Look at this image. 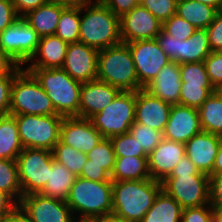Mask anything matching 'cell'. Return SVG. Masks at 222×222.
<instances>
[{
    "label": "cell",
    "mask_w": 222,
    "mask_h": 222,
    "mask_svg": "<svg viewBox=\"0 0 222 222\" xmlns=\"http://www.w3.org/2000/svg\"><path fill=\"white\" fill-rule=\"evenodd\" d=\"M22 150L16 119L0 115V159L16 160Z\"/></svg>",
    "instance_id": "cell-29"
},
{
    "label": "cell",
    "mask_w": 222,
    "mask_h": 222,
    "mask_svg": "<svg viewBox=\"0 0 222 222\" xmlns=\"http://www.w3.org/2000/svg\"><path fill=\"white\" fill-rule=\"evenodd\" d=\"M19 203L8 193L0 190V219L13 212Z\"/></svg>",
    "instance_id": "cell-51"
},
{
    "label": "cell",
    "mask_w": 222,
    "mask_h": 222,
    "mask_svg": "<svg viewBox=\"0 0 222 222\" xmlns=\"http://www.w3.org/2000/svg\"><path fill=\"white\" fill-rule=\"evenodd\" d=\"M116 157H148V153L128 133L110 138Z\"/></svg>",
    "instance_id": "cell-37"
},
{
    "label": "cell",
    "mask_w": 222,
    "mask_h": 222,
    "mask_svg": "<svg viewBox=\"0 0 222 222\" xmlns=\"http://www.w3.org/2000/svg\"><path fill=\"white\" fill-rule=\"evenodd\" d=\"M65 202L75 219L111 214L112 181L97 182L77 176Z\"/></svg>",
    "instance_id": "cell-4"
},
{
    "label": "cell",
    "mask_w": 222,
    "mask_h": 222,
    "mask_svg": "<svg viewBox=\"0 0 222 222\" xmlns=\"http://www.w3.org/2000/svg\"><path fill=\"white\" fill-rule=\"evenodd\" d=\"M39 82L59 115L79 117L82 82L73 79L63 68H24Z\"/></svg>",
    "instance_id": "cell-3"
},
{
    "label": "cell",
    "mask_w": 222,
    "mask_h": 222,
    "mask_svg": "<svg viewBox=\"0 0 222 222\" xmlns=\"http://www.w3.org/2000/svg\"><path fill=\"white\" fill-rule=\"evenodd\" d=\"M209 79L216 90H222V51H212L204 60Z\"/></svg>",
    "instance_id": "cell-42"
},
{
    "label": "cell",
    "mask_w": 222,
    "mask_h": 222,
    "mask_svg": "<svg viewBox=\"0 0 222 222\" xmlns=\"http://www.w3.org/2000/svg\"><path fill=\"white\" fill-rule=\"evenodd\" d=\"M213 214L218 218L219 222H222V207L213 208Z\"/></svg>",
    "instance_id": "cell-59"
},
{
    "label": "cell",
    "mask_w": 222,
    "mask_h": 222,
    "mask_svg": "<svg viewBox=\"0 0 222 222\" xmlns=\"http://www.w3.org/2000/svg\"><path fill=\"white\" fill-rule=\"evenodd\" d=\"M208 222H219V220H218V218H217L214 214H212V215L210 216Z\"/></svg>",
    "instance_id": "cell-60"
},
{
    "label": "cell",
    "mask_w": 222,
    "mask_h": 222,
    "mask_svg": "<svg viewBox=\"0 0 222 222\" xmlns=\"http://www.w3.org/2000/svg\"><path fill=\"white\" fill-rule=\"evenodd\" d=\"M126 44L135 64L140 89H144L171 60L156 39L138 40Z\"/></svg>",
    "instance_id": "cell-13"
},
{
    "label": "cell",
    "mask_w": 222,
    "mask_h": 222,
    "mask_svg": "<svg viewBox=\"0 0 222 222\" xmlns=\"http://www.w3.org/2000/svg\"><path fill=\"white\" fill-rule=\"evenodd\" d=\"M39 40L37 32L19 17L0 33V50L22 67L35 54Z\"/></svg>",
    "instance_id": "cell-10"
},
{
    "label": "cell",
    "mask_w": 222,
    "mask_h": 222,
    "mask_svg": "<svg viewBox=\"0 0 222 222\" xmlns=\"http://www.w3.org/2000/svg\"><path fill=\"white\" fill-rule=\"evenodd\" d=\"M161 184L162 190L182 209L209 204V176L206 174L169 175Z\"/></svg>",
    "instance_id": "cell-12"
},
{
    "label": "cell",
    "mask_w": 222,
    "mask_h": 222,
    "mask_svg": "<svg viewBox=\"0 0 222 222\" xmlns=\"http://www.w3.org/2000/svg\"><path fill=\"white\" fill-rule=\"evenodd\" d=\"M68 5L49 1L28 12L23 18L37 32L39 37L55 35L61 12Z\"/></svg>",
    "instance_id": "cell-25"
},
{
    "label": "cell",
    "mask_w": 222,
    "mask_h": 222,
    "mask_svg": "<svg viewBox=\"0 0 222 222\" xmlns=\"http://www.w3.org/2000/svg\"><path fill=\"white\" fill-rule=\"evenodd\" d=\"M18 18L12 0H0V33Z\"/></svg>",
    "instance_id": "cell-47"
},
{
    "label": "cell",
    "mask_w": 222,
    "mask_h": 222,
    "mask_svg": "<svg viewBox=\"0 0 222 222\" xmlns=\"http://www.w3.org/2000/svg\"><path fill=\"white\" fill-rule=\"evenodd\" d=\"M151 178L147 157H116L111 173L112 181L143 180Z\"/></svg>",
    "instance_id": "cell-31"
},
{
    "label": "cell",
    "mask_w": 222,
    "mask_h": 222,
    "mask_svg": "<svg viewBox=\"0 0 222 222\" xmlns=\"http://www.w3.org/2000/svg\"><path fill=\"white\" fill-rule=\"evenodd\" d=\"M162 29L175 39L179 38L180 40H185L189 38L197 28L182 17L174 14L170 19H167L163 23Z\"/></svg>",
    "instance_id": "cell-41"
},
{
    "label": "cell",
    "mask_w": 222,
    "mask_h": 222,
    "mask_svg": "<svg viewBox=\"0 0 222 222\" xmlns=\"http://www.w3.org/2000/svg\"><path fill=\"white\" fill-rule=\"evenodd\" d=\"M212 51H222V11H218L213 22L206 28Z\"/></svg>",
    "instance_id": "cell-43"
},
{
    "label": "cell",
    "mask_w": 222,
    "mask_h": 222,
    "mask_svg": "<svg viewBox=\"0 0 222 222\" xmlns=\"http://www.w3.org/2000/svg\"><path fill=\"white\" fill-rule=\"evenodd\" d=\"M30 222H73L75 217L65 201L40 193L22 196L19 203Z\"/></svg>",
    "instance_id": "cell-14"
},
{
    "label": "cell",
    "mask_w": 222,
    "mask_h": 222,
    "mask_svg": "<svg viewBox=\"0 0 222 222\" xmlns=\"http://www.w3.org/2000/svg\"><path fill=\"white\" fill-rule=\"evenodd\" d=\"M0 190L8 193L20 203L22 189L19 183L16 160L0 159Z\"/></svg>",
    "instance_id": "cell-33"
},
{
    "label": "cell",
    "mask_w": 222,
    "mask_h": 222,
    "mask_svg": "<svg viewBox=\"0 0 222 222\" xmlns=\"http://www.w3.org/2000/svg\"><path fill=\"white\" fill-rule=\"evenodd\" d=\"M97 80L117 87L121 91L140 89L135 64L126 43L99 50Z\"/></svg>",
    "instance_id": "cell-5"
},
{
    "label": "cell",
    "mask_w": 222,
    "mask_h": 222,
    "mask_svg": "<svg viewBox=\"0 0 222 222\" xmlns=\"http://www.w3.org/2000/svg\"><path fill=\"white\" fill-rule=\"evenodd\" d=\"M136 91H121L114 101L89 120L103 138L129 132L135 122Z\"/></svg>",
    "instance_id": "cell-7"
},
{
    "label": "cell",
    "mask_w": 222,
    "mask_h": 222,
    "mask_svg": "<svg viewBox=\"0 0 222 222\" xmlns=\"http://www.w3.org/2000/svg\"><path fill=\"white\" fill-rule=\"evenodd\" d=\"M120 89L100 80L83 82L80 92L79 117L90 119L107 107Z\"/></svg>",
    "instance_id": "cell-21"
},
{
    "label": "cell",
    "mask_w": 222,
    "mask_h": 222,
    "mask_svg": "<svg viewBox=\"0 0 222 222\" xmlns=\"http://www.w3.org/2000/svg\"><path fill=\"white\" fill-rule=\"evenodd\" d=\"M219 135L201 131L194 135L185 145V156L208 176L212 175L213 165L220 144Z\"/></svg>",
    "instance_id": "cell-22"
},
{
    "label": "cell",
    "mask_w": 222,
    "mask_h": 222,
    "mask_svg": "<svg viewBox=\"0 0 222 222\" xmlns=\"http://www.w3.org/2000/svg\"><path fill=\"white\" fill-rule=\"evenodd\" d=\"M1 222H30L27 214L18 206L13 212L6 215Z\"/></svg>",
    "instance_id": "cell-54"
},
{
    "label": "cell",
    "mask_w": 222,
    "mask_h": 222,
    "mask_svg": "<svg viewBox=\"0 0 222 222\" xmlns=\"http://www.w3.org/2000/svg\"><path fill=\"white\" fill-rule=\"evenodd\" d=\"M129 134L137 140L139 145L142 146L148 154L152 152L163 139L162 132L135 122L130 127Z\"/></svg>",
    "instance_id": "cell-38"
},
{
    "label": "cell",
    "mask_w": 222,
    "mask_h": 222,
    "mask_svg": "<svg viewBox=\"0 0 222 222\" xmlns=\"http://www.w3.org/2000/svg\"><path fill=\"white\" fill-rule=\"evenodd\" d=\"M81 15L80 43L98 51L122 43L120 17L115 15L101 0H90L83 3Z\"/></svg>",
    "instance_id": "cell-1"
},
{
    "label": "cell",
    "mask_w": 222,
    "mask_h": 222,
    "mask_svg": "<svg viewBox=\"0 0 222 222\" xmlns=\"http://www.w3.org/2000/svg\"><path fill=\"white\" fill-rule=\"evenodd\" d=\"M161 49L171 61L178 64L204 62L212 52L206 29H196L187 39H175L163 29L156 36Z\"/></svg>",
    "instance_id": "cell-11"
},
{
    "label": "cell",
    "mask_w": 222,
    "mask_h": 222,
    "mask_svg": "<svg viewBox=\"0 0 222 222\" xmlns=\"http://www.w3.org/2000/svg\"><path fill=\"white\" fill-rule=\"evenodd\" d=\"M212 214L213 208L209 204L182 209L181 222H208Z\"/></svg>",
    "instance_id": "cell-45"
},
{
    "label": "cell",
    "mask_w": 222,
    "mask_h": 222,
    "mask_svg": "<svg viewBox=\"0 0 222 222\" xmlns=\"http://www.w3.org/2000/svg\"><path fill=\"white\" fill-rule=\"evenodd\" d=\"M54 160L67 167L74 175L80 176L86 164L87 155L59 141L53 151Z\"/></svg>",
    "instance_id": "cell-34"
},
{
    "label": "cell",
    "mask_w": 222,
    "mask_h": 222,
    "mask_svg": "<svg viewBox=\"0 0 222 222\" xmlns=\"http://www.w3.org/2000/svg\"><path fill=\"white\" fill-rule=\"evenodd\" d=\"M73 222H89L87 219H75Z\"/></svg>",
    "instance_id": "cell-61"
},
{
    "label": "cell",
    "mask_w": 222,
    "mask_h": 222,
    "mask_svg": "<svg viewBox=\"0 0 222 222\" xmlns=\"http://www.w3.org/2000/svg\"><path fill=\"white\" fill-rule=\"evenodd\" d=\"M177 0H140V4L162 24L176 14Z\"/></svg>",
    "instance_id": "cell-40"
},
{
    "label": "cell",
    "mask_w": 222,
    "mask_h": 222,
    "mask_svg": "<svg viewBox=\"0 0 222 222\" xmlns=\"http://www.w3.org/2000/svg\"><path fill=\"white\" fill-rule=\"evenodd\" d=\"M87 220L89 222H124L121 218H119L117 215L113 213L91 217Z\"/></svg>",
    "instance_id": "cell-55"
},
{
    "label": "cell",
    "mask_w": 222,
    "mask_h": 222,
    "mask_svg": "<svg viewBox=\"0 0 222 222\" xmlns=\"http://www.w3.org/2000/svg\"><path fill=\"white\" fill-rule=\"evenodd\" d=\"M209 205L212 208L222 207V174L209 176Z\"/></svg>",
    "instance_id": "cell-46"
},
{
    "label": "cell",
    "mask_w": 222,
    "mask_h": 222,
    "mask_svg": "<svg viewBox=\"0 0 222 222\" xmlns=\"http://www.w3.org/2000/svg\"><path fill=\"white\" fill-rule=\"evenodd\" d=\"M181 85L180 64L171 61L144 89L155 97L175 105L180 104Z\"/></svg>",
    "instance_id": "cell-23"
},
{
    "label": "cell",
    "mask_w": 222,
    "mask_h": 222,
    "mask_svg": "<svg viewBox=\"0 0 222 222\" xmlns=\"http://www.w3.org/2000/svg\"><path fill=\"white\" fill-rule=\"evenodd\" d=\"M10 115H59L39 82L24 68L12 82Z\"/></svg>",
    "instance_id": "cell-6"
},
{
    "label": "cell",
    "mask_w": 222,
    "mask_h": 222,
    "mask_svg": "<svg viewBox=\"0 0 222 222\" xmlns=\"http://www.w3.org/2000/svg\"><path fill=\"white\" fill-rule=\"evenodd\" d=\"M185 174H204L201 173L197 167L190 161L188 157H184L174 167L170 175H185Z\"/></svg>",
    "instance_id": "cell-53"
},
{
    "label": "cell",
    "mask_w": 222,
    "mask_h": 222,
    "mask_svg": "<svg viewBox=\"0 0 222 222\" xmlns=\"http://www.w3.org/2000/svg\"><path fill=\"white\" fill-rule=\"evenodd\" d=\"M17 122L23 148H38L53 151L60 141L62 115H12Z\"/></svg>",
    "instance_id": "cell-8"
},
{
    "label": "cell",
    "mask_w": 222,
    "mask_h": 222,
    "mask_svg": "<svg viewBox=\"0 0 222 222\" xmlns=\"http://www.w3.org/2000/svg\"><path fill=\"white\" fill-rule=\"evenodd\" d=\"M203 131L198 109L181 104L172 105L163 138L185 144Z\"/></svg>",
    "instance_id": "cell-18"
},
{
    "label": "cell",
    "mask_w": 222,
    "mask_h": 222,
    "mask_svg": "<svg viewBox=\"0 0 222 222\" xmlns=\"http://www.w3.org/2000/svg\"><path fill=\"white\" fill-rule=\"evenodd\" d=\"M196 1L212 6L217 11H222V0H196Z\"/></svg>",
    "instance_id": "cell-57"
},
{
    "label": "cell",
    "mask_w": 222,
    "mask_h": 222,
    "mask_svg": "<svg viewBox=\"0 0 222 222\" xmlns=\"http://www.w3.org/2000/svg\"><path fill=\"white\" fill-rule=\"evenodd\" d=\"M181 216L180 204L161 189L140 222H181Z\"/></svg>",
    "instance_id": "cell-27"
},
{
    "label": "cell",
    "mask_w": 222,
    "mask_h": 222,
    "mask_svg": "<svg viewBox=\"0 0 222 222\" xmlns=\"http://www.w3.org/2000/svg\"><path fill=\"white\" fill-rule=\"evenodd\" d=\"M86 155L88 158V164L101 166L111 175L114 169L116 155L109 138H103L93 150Z\"/></svg>",
    "instance_id": "cell-35"
},
{
    "label": "cell",
    "mask_w": 222,
    "mask_h": 222,
    "mask_svg": "<svg viewBox=\"0 0 222 222\" xmlns=\"http://www.w3.org/2000/svg\"><path fill=\"white\" fill-rule=\"evenodd\" d=\"M15 75H0V115H10L12 82Z\"/></svg>",
    "instance_id": "cell-44"
},
{
    "label": "cell",
    "mask_w": 222,
    "mask_h": 222,
    "mask_svg": "<svg viewBox=\"0 0 222 222\" xmlns=\"http://www.w3.org/2000/svg\"><path fill=\"white\" fill-rule=\"evenodd\" d=\"M22 68L0 50V75H16Z\"/></svg>",
    "instance_id": "cell-52"
},
{
    "label": "cell",
    "mask_w": 222,
    "mask_h": 222,
    "mask_svg": "<svg viewBox=\"0 0 222 222\" xmlns=\"http://www.w3.org/2000/svg\"><path fill=\"white\" fill-rule=\"evenodd\" d=\"M217 12L212 6L196 0H179L176 3V14L197 29H206L213 22Z\"/></svg>",
    "instance_id": "cell-28"
},
{
    "label": "cell",
    "mask_w": 222,
    "mask_h": 222,
    "mask_svg": "<svg viewBox=\"0 0 222 222\" xmlns=\"http://www.w3.org/2000/svg\"><path fill=\"white\" fill-rule=\"evenodd\" d=\"M99 51L83 43L68 45L62 68L73 79L88 82L97 79Z\"/></svg>",
    "instance_id": "cell-17"
},
{
    "label": "cell",
    "mask_w": 222,
    "mask_h": 222,
    "mask_svg": "<svg viewBox=\"0 0 222 222\" xmlns=\"http://www.w3.org/2000/svg\"><path fill=\"white\" fill-rule=\"evenodd\" d=\"M68 45L56 35L41 37L35 54L24 68H62Z\"/></svg>",
    "instance_id": "cell-24"
},
{
    "label": "cell",
    "mask_w": 222,
    "mask_h": 222,
    "mask_svg": "<svg viewBox=\"0 0 222 222\" xmlns=\"http://www.w3.org/2000/svg\"><path fill=\"white\" fill-rule=\"evenodd\" d=\"M52 2L63 3L68 6H81L83 3H86L90 0H50Z\"/></svg>",
    "instance_id": "cell-58"
},
{
    "label": "cell",
    "mask_w": 222,
    "mask_h": 222,
    "mask_svg": "<svg viewBox=\"0 0 222 222\" xmlns=\"http://www.w3.org/2000/svg\"><path fill=\"white\" fill-rule=\"evenodd\" d=\"M81 6H67L60 15L55 35L68 44L79 42Z\"/></svg>",
    "instance_id": "cell-32"
},
{
    "label": "cell",
    "mask_w": 222,
    "mask_h": 222,
    "mask_svg": "<svg viewBox=\"0 0 222 222\" xmlns=\"http://www.w3.org/2000/svg\"><path fill=\"white\" fill-rule=\"evenodd\" d=\"M53 161L50 150L23 148L16 159L22 196L39 193L45 187Z\"/></svg>",
    "instance_id": "cell-9"
},
{
    "label": "cell",
    "mask_w": 222,
    "mask_h": 222,
    "mask_svg": "<svg viewBox=\"0 0 222 222\" xmlns=\"http://www.w3.org/2000/svg\"><path fill=\"white\" fill-rule=\"evenodd\" d=\"M182 84L212 85L204 62H191L180 65Z\"/></svg>",
    "instance_id": "cell-39"
},
{
    "label": "cell",
    "mask_w": 222,
    "mask_h": 222,
    "mask_svg": "<svg viewBox=\"0 0 222 222\" xmlns=\"http://www.w3.org/2000/svg\"><path fill=\"white\" fill-rule=\"evenodd\" d=\"M76 177L67 167L54 160L49 166L45 187L39 193L45 197L66 201Z\"/></svg>",
    "instance_id": "cell-26"
},
{
    "label": "cell",
    "mask_w": 222,
    "mask_h": 222,
    "mask_svg": "<svg viewBox=\"0 0 222 222\" xmlns=\"http://www.w3.org/2000/svg\"><path fill=\"white\" fill-rule=\"evenodd\" d=\"M198 112L203 131L222 136V90L213 92Z\"/></svg>",
    "instance_id": "cell-30"
},
{
    "label": "cell",
    "mask_w": 222,
    "mask_h": 222,
    "mask_svg": "<svg viewBox=\"0 0 222 222\" xmlns=\"http://www.w3.org/2000/svg\"><path fill=\"white\" fill-rule=\"evenodd\" d=\"M172 104L150 94L145 89L136 91L135 123L163 133L168 122Z\"/></svg>",
    "instance_id": "cell-19"
},
{
    "label": "cell",
    "mask_w": 222,
    "mask_h": 222,
    "mask_svg": "<svg viewBox=\"0 0 222 222\" xmlns=\"http://www.w3.org/2000/svg\"><path fill=\"white\" fill-rule=\"evenodd\" d=\"M103 139L91 121L77 116L64 117L60 126V141L87 154Z\"/></svg>",
    "instance_id": "cell-16"
},
{
    "label": "cell",
    "mask_w": 222,
    "mask_h": 222,
    "mask_svg": "<svg viewBox=\"0 0 222 222\" xmlns=\"http://www.w3.org/2000/svg\"><path fill=\"white\" fill-rule=\"evenodd\" d=\"M162 189L160 181H112V213L124 222H140Z\"/></svg>",
    "instance_id": "cell-2"
},
{
    "label": "cell",
    "mask_w": 222,
    "mask_h": 222,
    "mask_svg": "<svg viewBox=\"0 0 222 222\" xmlns=\"http://www.w3.org/2000/svg\"><path fill=\"white\" fill-rule=\"evenodd\" d=\"M80 177L97 182L112 181L111 175L105 169L96 164H88V159L83 166Z\"/></svg>",
    "instance_id": "cell-48"
},
{
    "label": "cell",
    "mask_w": 222,
    "mask_h": 222,
    "mask_svg": "<svg viewBox=\"0 0 222 222\" xmlns=\"http://www.w3.org/2000/svg\"><path fill=\"white\" fill-rule=\"evenodd\" d=\"M212 174H222V136L220 137V144L218 147L217 156L213 165Z\"/></svg>",
    "instance_id": "cell-56"
},
{
    "label": "cell",
    "mask_w": 222,
    "mask_h": 222,
    "mask_svg": "<svg viewBox=\"0 0 222 222\" xmlns=\"http://www.w3.org/2000/svg\"><path fill=\"white\" fill-rule=\"evenodd\" d=\"M115 15L121 17L140 4V0H101Z\"/></svg>",
    "instance_id": "cell-49"
},
{
    "label": "cell",
    "mask_w": 222,
    "mask_h": 222,
    "mask_svg": "<svg viewBox=\"0 0 222 222\" xmlns=\"http://www.w3.org/2000/svg\"><path fill=\"white\" fill-rule=\"evenodd\" d=\"M184 157L185 145L183 143L163 138L157 147L148 154L147 161L150 177L162 182Z\"/></svg>",
    "instance_id": "cell-20"
},
{
    "label": "cell",
    "mask_w": 222,
    "mask_h": 222,
    "mask_svg": "<svg viewBox=\"0 0 222 222\" xmlns=\"http://www.w3.org/2000/svg\"><path fill=\"white\" fill-rule=\"evenodd\" d=\"M50 0H12L16 13L23 17L28 12L48 3Z\"/></svg>",
    "instance_id": "cell-50"
},
{
    "label": "cell",
    "mask_w": 222,
    "mask_h": 222,
    "mask_svg": "<svg viewBox=\"0 0 222 222\" xmlns=\"http://www.w3.org/2000/svg\"><path fill=\"white\" fill-rule=\"evenodd\" d=\"M215 91L213 85L182 84L180 104L198 109Z\"/></svg>",
    "instance_id": "cell-36"
},
{
    "label": "cell",
    "mask_w": 222,
    "mask_h": 222,
    "mask_svg": "<svg viewBox=\"0 0 222 222\" xmlns=\"http://www.w3.org/2000/svg\"><path fill=\"white\" fill-rule=\"evenodd\" d=\"M162 23L141 4L120 17L122 43L156 39Z\"/></svg>",
    "instance_id": "cell-15"
}]
</instances>
